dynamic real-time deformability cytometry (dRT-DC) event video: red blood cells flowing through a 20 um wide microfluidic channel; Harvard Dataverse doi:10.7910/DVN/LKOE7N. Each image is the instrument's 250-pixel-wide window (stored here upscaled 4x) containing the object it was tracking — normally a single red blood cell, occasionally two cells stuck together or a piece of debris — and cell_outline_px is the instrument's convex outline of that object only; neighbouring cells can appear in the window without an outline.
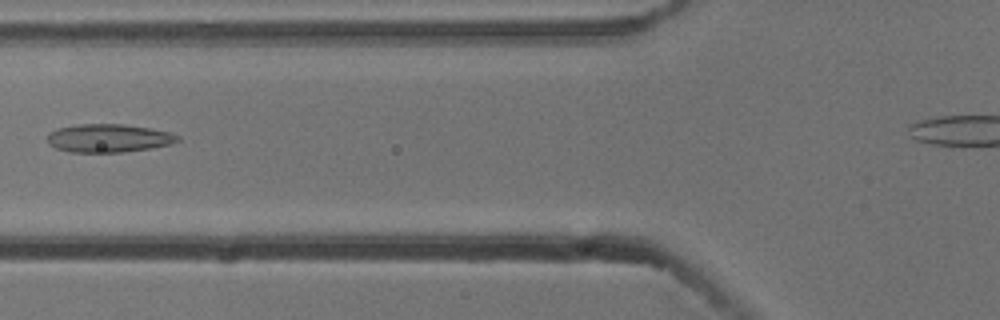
{"species": "common noctule bat (a hibernating species)", "species_latin": "Nyctalus noctula", "temperature_condition": "cold", "stored_images_in_passage": 4, "camera_frame_rate_fps": 3000, "um_per_image_px": 0.085, "animal": {"sex": "male", "body_mass_g": 13.3}, "frame": {"image": 1, "passage_image": 3, "time_ms": 0.667, "image_size_px": [1000, 320], "cell_outline_px": [[180, 140], [168, 144], [148, 148], [120, 152], [72, 152], [56, 148], [48, 144], [48, 136], [52, 132], [60, 128], [80, 124], [124, 124], [148, 128], [168, 132], [180, 136]], "centroid_in_image_um": [9.22, 11.74], "position_along_channel_um": 116.6, "area_um2": 20.98}}
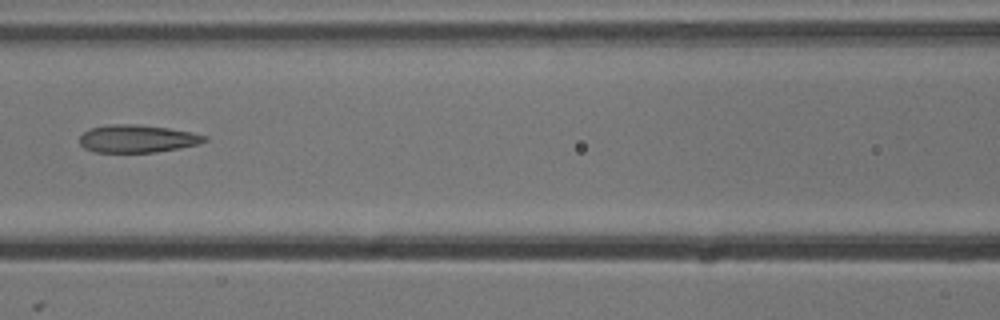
{"frame": {"image": 2, "passage_image": 4, "time_ms": 1.0, "image_size_px": [1000, 320], "cell_outline_px": [[208, 140], [196, 144], [156, 152], [96, 152], [84, 148], [80, 144], [80, 136], [84, 132], [92, 128], [112, 124], [140, 124], [168, 128], [188, 132], [204, 136]], "centroid_in_image_um": [11.61, 11.79], "position_along_channel_um": 155.0, "area_um2": 19.77}}